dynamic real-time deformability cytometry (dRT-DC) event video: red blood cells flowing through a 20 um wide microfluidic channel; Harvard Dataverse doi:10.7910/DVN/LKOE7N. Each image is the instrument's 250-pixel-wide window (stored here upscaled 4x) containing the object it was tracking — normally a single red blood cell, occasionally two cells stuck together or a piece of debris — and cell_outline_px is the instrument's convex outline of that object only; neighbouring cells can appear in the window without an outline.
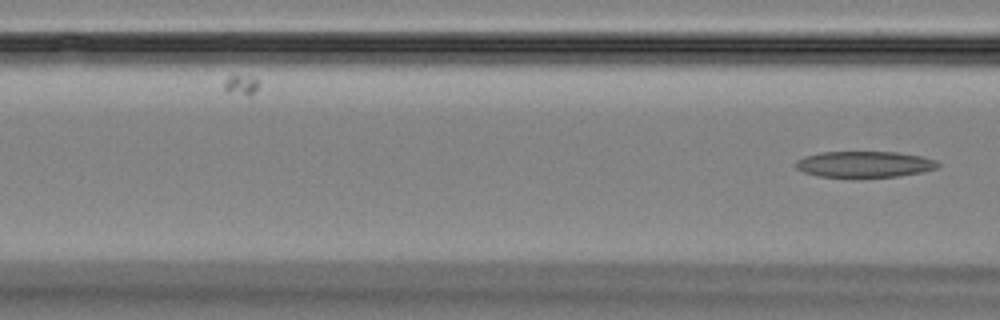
{"species": "Egyptian fruit bat (a non-hibernating species)", "species_latin": "Rousettus aegyptiacus", "temperature_condition": "room temperature", "stored_images_in_passage": 3, "camera_frame_rate_fps": 3000, "um_per_image_px": 0.085, "animal": {"sex": "female"}, "frame": {"image": 1, "passage_image": 3, "time_ms": 3.333, "image_size_px": [1000, 320], "cell_outline_px": [[940, 164], [936, 168], [920, 172], [900, 176], [816, 176], [804, 172], [796, 168], [792, 164], [796, 160], [804, 156], [820, 152], [896, 152], [920, 156], [936, 160]], "centroid_in_image_um": [73.42, 13.94], "position_along_channel_um": 93.2, "area_um2": 21.39}}